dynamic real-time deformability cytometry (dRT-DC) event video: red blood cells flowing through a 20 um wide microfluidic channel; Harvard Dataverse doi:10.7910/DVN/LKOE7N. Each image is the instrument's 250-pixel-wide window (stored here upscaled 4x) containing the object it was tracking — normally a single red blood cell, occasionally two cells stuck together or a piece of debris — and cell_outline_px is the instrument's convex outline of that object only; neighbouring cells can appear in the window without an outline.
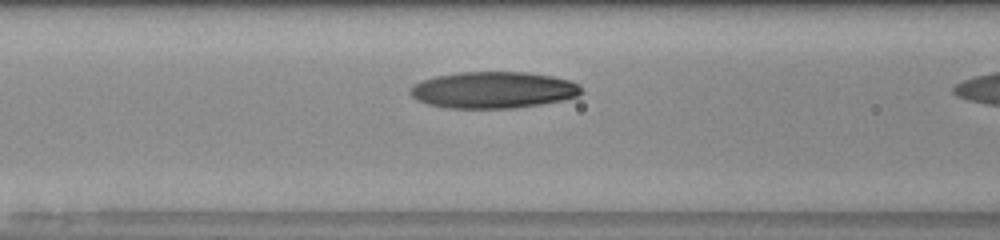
{"species": "human", "species_latin": "Homo sapiens", "temperature_condition": "room temperature", "stored_images_in_passage": 10, "camera_frame_rate_fps": 3000, "um_per_image_px": 0.085, "donor": {"sex": "male"}, "frame": {"image": 1, "passage_image": 6, "time_ms": 1.667, "image_size_px": [1000, 240], "cell_outline_px": [[584, 92], [580, 96], [564, 100], [516, 108], [448, 108], [428, 104], [416, 100], [412, 96], [412, 84], [420, 80], [436, 76], [460, 72], [528, 72], [552, 76], [568, 80], [580, 84]], "centroid_in_image_um": [41.97, 7.65], "position_along_channel_um": 124.6, "area_um2": 36.7}}